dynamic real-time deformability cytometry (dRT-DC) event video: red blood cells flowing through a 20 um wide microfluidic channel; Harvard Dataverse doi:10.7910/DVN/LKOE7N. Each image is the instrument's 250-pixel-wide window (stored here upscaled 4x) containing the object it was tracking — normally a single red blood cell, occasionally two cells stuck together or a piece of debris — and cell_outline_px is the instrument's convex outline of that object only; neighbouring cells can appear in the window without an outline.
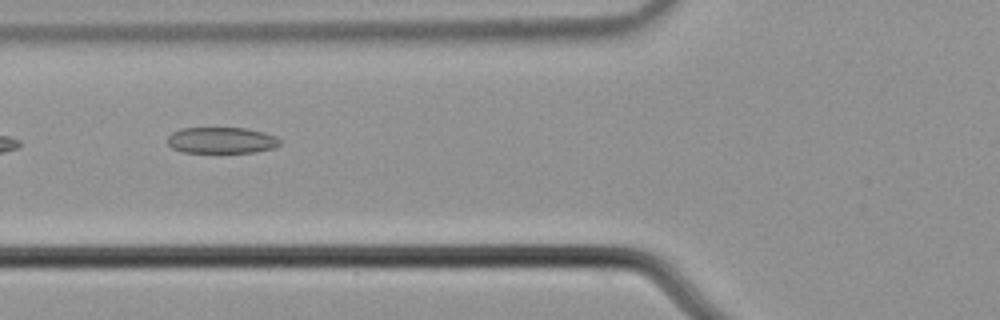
{"species": "common noctule bat (a hibernating species)", "species_latin": "Nyctalus noctula", "temperature_condition": "cold", "stored_images_in_passage": 6, "camera_frame_rate_fps": 3000, "um_per_image_px": 0.085, "animal": {"sex": "male", "body_mass_g": 21.5, "forearm_length_mm": 52.0}, "frame": {"image": 1, "passage_image": 6, "time_ms": 1.667, "image_size_px": [1000, 320], "cell_outline_px": [[280, 144], [272, 148], [256, 152], [184, 152], [172, 148], [168, 144], [168, 136], [172, 132], [180, 128], [248, 128], [264, 132], [276, 136], [280, 140]], "centroid_in_image_um": [18.83, 11.91], "position_along_channel_um": 107.0, "area_um2": 17.17}}